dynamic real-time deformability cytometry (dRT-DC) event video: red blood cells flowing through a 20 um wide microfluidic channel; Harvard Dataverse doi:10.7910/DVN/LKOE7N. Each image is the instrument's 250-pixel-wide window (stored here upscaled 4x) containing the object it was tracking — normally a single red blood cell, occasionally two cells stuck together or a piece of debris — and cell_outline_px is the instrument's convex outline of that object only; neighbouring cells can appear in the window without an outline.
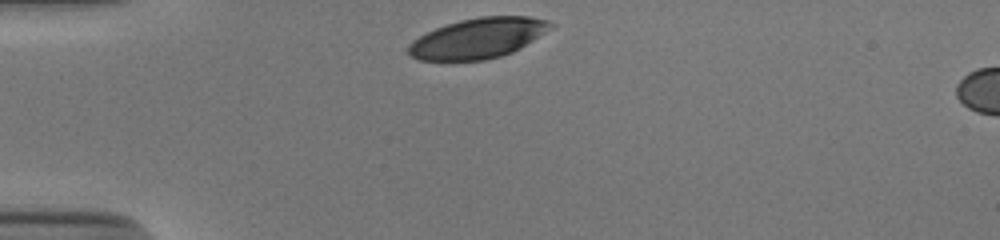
{"species": "human", "species_latin": "Homo sapiens", "temperature_condition": "cold", "stored_images_in_passage": 30, "camera_frame_rate_fps": 3000, "um_per_image_px": 0.085, "donor": {"sex": "male"}, "frame": {"image": 1, "passage_image": 1, "time_ms": 0.0, "image_size_px": [1000, 240], "cell_outline_px": [[556, 24], [552, 28], [520, 48], [512, 52], [500, 56], [484, 60], [420, 60], [408, 56], [408, 44], [412, 40], [436, 28], [460, 20], [480, 16], [528, 16], [548, 20]], "centroid_in_image_um": [40.64, 3.24], "position_along_channel_um": 44.4, "area_um2": 33.29}}
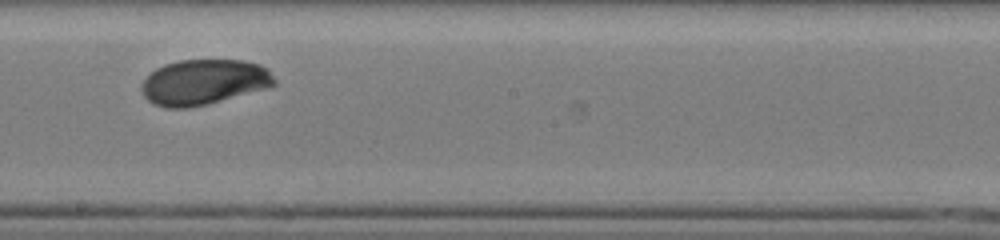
{"frame": {"image": 2, "passage_image": 18, "time_ms": 5.667, "image_size_px": [1000, 240], "cell_outline_px": [[276, 84], [268, 88], [208, 104], [188, 108], [164, 108], [152, 104], [144, 96], [140, 88], [140, 84], [156, 68], [164, 64], [180, 60], [244, 60], [260, 64], [268, 68], [276, 80]], "centroid_in_image_um": [17.33, 6.98], "position_along_channel_um": 230.9, "area_um2": 35.49}}
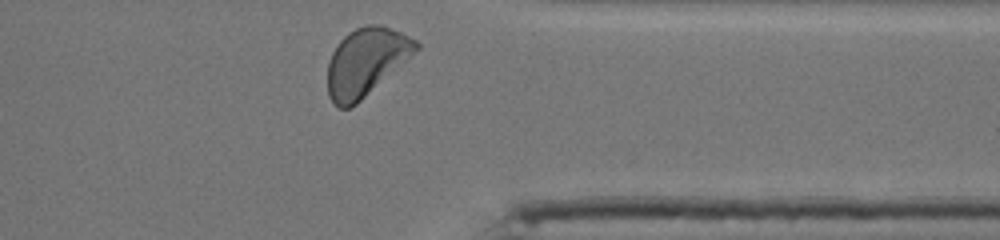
{"frame": {"image": 3, "passage_image": 30, "time_ms": 9.667, "image_size_px": [1000, 240], "cell_outline_px": [[420, 48], [416, 52], [356, 104], [348, 108], [340, 108], [328, 96], [328, 64], [332, 52], [336, 44], [348, 32], [364, 24], [380, 24], [400, 32], [416, 40], [420, 44]], "centroid_in_image_um": [31.1, 5.23], "position_along_channel_um": 380.3, "area_um2": 34.68}, "authors_computed_cell_mechanics": {"area_um2": 35.258, "velocity_mm_per_s": 3.8379, "shape_relaxation_time_tau1_ms": 3.6058, "shape_relaxation_time_tau2_ms": null, "deformation_change_tau1": 0.1621, "deformation_change_tau2": null}}